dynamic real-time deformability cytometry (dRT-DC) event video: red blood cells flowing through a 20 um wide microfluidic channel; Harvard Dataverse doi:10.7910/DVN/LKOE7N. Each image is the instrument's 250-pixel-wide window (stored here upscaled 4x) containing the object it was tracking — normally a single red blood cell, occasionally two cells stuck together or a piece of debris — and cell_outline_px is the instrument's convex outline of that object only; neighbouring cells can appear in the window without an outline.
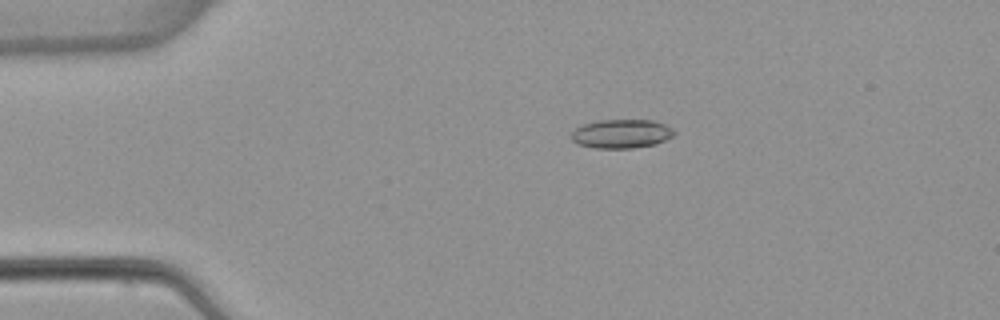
{"species": "common noctule bat (a hibernating species)", "species_latin": "Nyctalus noctula", "temperature_condition": "warm", "stored_images_in_passage": 3, "camera_frame_rate_fps": 3000, "um_per_image_px": 0.085, "animal": {"sex": "female", "body_mass_g": 22.7, "forearm_length_mm": 54.2}, "frame": {"image": 1, "passage_image": 2, "time_ms": 2.0, "image_size_px": [1000, 320], "cell_outline_px": [[676, 132], [672, 136], [656, 144], [632, 148], [596, 148], [576, 144], [572, 140], [572, 132], [580, 124], [600, 120], [652, 120], [664, 124], [672, 128]], "centroid_in_image_um": [52.8, 11.37], "position_along_channel_um": 32.2, "area_um2": 17.34}}